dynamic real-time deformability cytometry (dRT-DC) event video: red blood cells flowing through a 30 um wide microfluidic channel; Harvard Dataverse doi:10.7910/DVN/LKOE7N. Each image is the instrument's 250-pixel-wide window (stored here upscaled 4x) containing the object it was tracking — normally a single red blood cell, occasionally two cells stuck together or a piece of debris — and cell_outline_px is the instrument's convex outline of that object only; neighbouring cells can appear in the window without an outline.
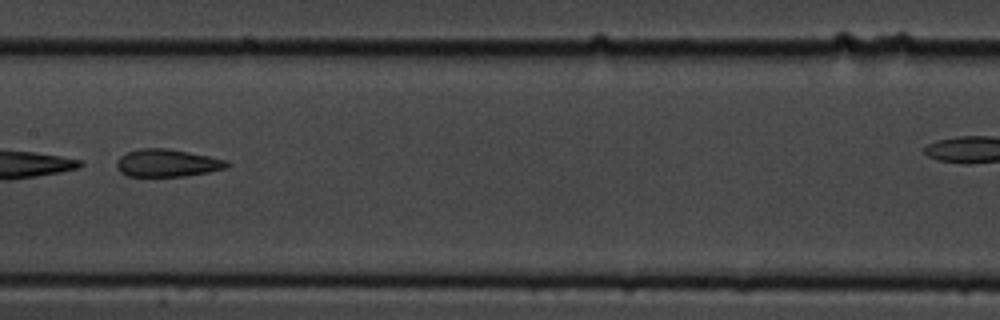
{"species": "common noctule bat (a hibernating species)", "species_latin": "Nyctalus noctula", "temperature_condition": "cold", "stored_images_in_passage": 10, "camera_frame_rate_fps": 3000, "um_per_image_px": 0.085, "animal": {"sex": "male", "body_mass_g": 19.5, "forearm_length_mm": 54.6}, "frame": {"image": 1, "passage_image": 5, "time_ms": 4.667, "image_size_px": [1000, 320], "cell_outline_px": [[232, 164], [228, 168], [208, 172], [184, 176], [128, 176], [120, 172], [116, 168], [116, 160], [120, 156], [128, 152], [140, 148], [168, 148], [228, 160]], "centroid_in_image_um": [14.22, 13.85], "position_along_channel_um": 193.2, "area_um2": 17.86}}
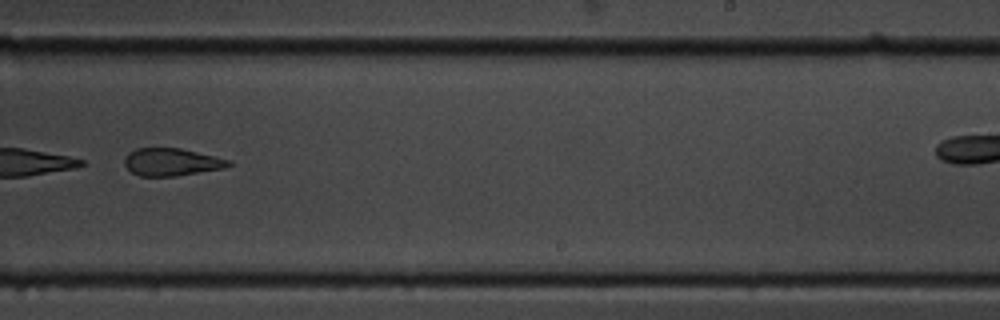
{"frame": {"image": 2, "passage_image": 7, "time_ms": 7.0, "image_size_px": [1000, 320], "cell_outline_px": [[232, 164], [224, 168], [176, 176], [140, 176], [132, 172], [124, 164], [124, 160], [128, 152], [136, 148], [180, 148], [232, 160]], "centroid_in_image_um": [14.58, 13.77], "position_along_channel_um": 274.4, "area_um2": 16.7}}
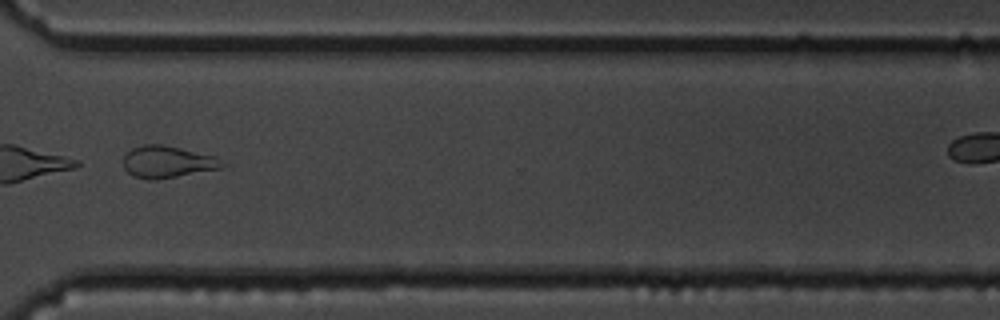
{"frame": {"image": 3, "passage_image": 9, "time_ms": 9.333, "image_size_px": [1000, 320], "cell_outline_px": [[228, 164], [224, 168], [156, 180], [148, 180], [132, 176], [124, 168], [124, 156], [132, 148], [144, 144], [164, 144], [216, 156]], "centroid_in_image_um": [14.28, 13.76], "position_along_channel_um": 356.3, "area_um2": 18.73}}